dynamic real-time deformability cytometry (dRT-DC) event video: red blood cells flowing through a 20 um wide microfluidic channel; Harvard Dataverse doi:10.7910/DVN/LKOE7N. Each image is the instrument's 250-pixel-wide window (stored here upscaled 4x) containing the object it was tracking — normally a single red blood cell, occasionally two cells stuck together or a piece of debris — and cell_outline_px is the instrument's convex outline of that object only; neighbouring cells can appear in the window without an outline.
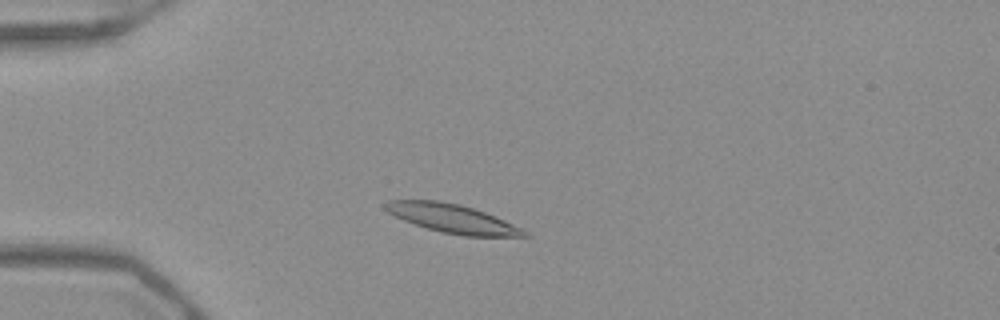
{"species": "Egyptian fruit bat (a non-hibernating species)", "species_latin": "Rousettus aegyptiacus", "temperature_condition": "warm", "stored_images_in_passage": 48, "camera_frame_rate_fps": 3000, "um_per_image_px": 0.085, "frame": {"image": 1, "passage_image": 9, "time_ms": 2.667, "image_size_px": [1000, 320], "cell_outline_px": [[532, 236], [464, 236], [440, 232], [404, 220], [388, 212], [384, 208], [384, 204], [388, 200], [440, 200], [460, 204], [496, 216], [528, 232]], "centroid_in_image_um": [38.45, 18.57], "position_along_channel_um": 46.6, "area_um2": 23.0}}
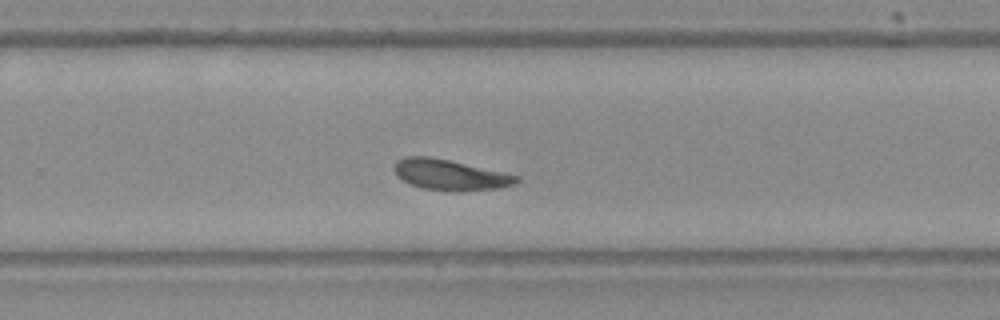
{"frame": {"image": 2, "passage_image": 30, "time_ms": 9.667, "image_size_px": [1000, 320], "cell_outline_px": [[520, 180], [516, 184], [500, 188], [460, 192], [424, 188], [412, 184], [396, 176], [392, 168], [396, 160], [404, 156], [428, 156], [448, 160], [520, 176]], "centroid_in_image_um": [38.25, 14.86], "position_along_channel_um": 291.6, "area_um2": 21.85}}
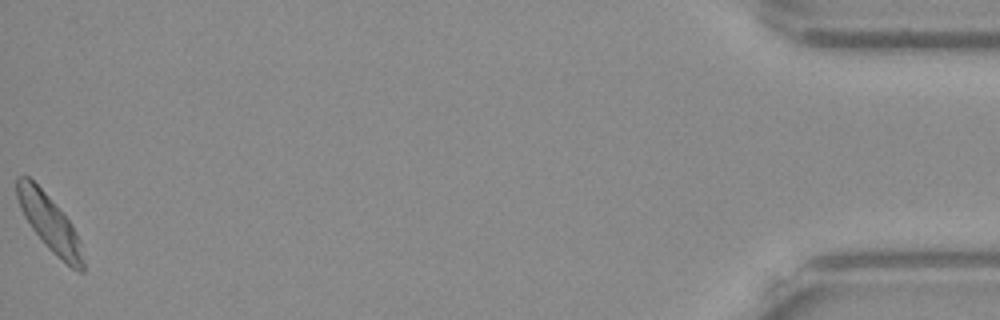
{"frame": {"image": 3, "passage_image": 48, "time_ms": 15.667, "image_size_px": [1000, 320], "cell_outline_px": [[84, 272], [80, 272], [72, 268], [52, 252], [44, 244], [32, 228], [24, 216], [20, 208], [16, 196], [16, 176], [28, 176], [48, 196], [72, 224], [80, 240], [84, 260]], "centroid_in_image_um": [4.21, 18.97], "position_along_channel_um": 431.0, "area_um2": 21.44}, "authors_computed_cell_mechanics": {"area_um2": 21.9351, "velocity_mm_per_s": 3.8521, "shape_relaxation_time_tau1_ms": 2.6805, "shape_relaxation_time_tau2_ms": 3.0578, "deformation_change_tau1": 0.1164, "deformation_change_tau2": 0.1127}}